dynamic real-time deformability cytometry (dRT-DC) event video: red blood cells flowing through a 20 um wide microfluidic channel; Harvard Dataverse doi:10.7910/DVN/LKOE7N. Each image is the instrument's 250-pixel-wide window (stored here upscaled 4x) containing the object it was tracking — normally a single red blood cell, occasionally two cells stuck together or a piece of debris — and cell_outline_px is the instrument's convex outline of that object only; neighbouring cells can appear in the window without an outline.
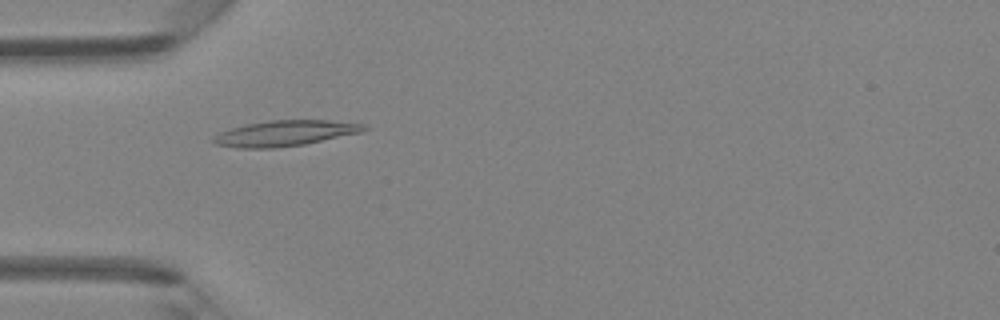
{"species": "Egyptian fruit bat (a non-hibernating species)", "species_latin": "Rousettus aegyptiacus", "temperature_condition": "room temperature", "stored_images_in_passage": 48, "camera_frame_rate_fps": 3000, "um_per_image_px": 0.085, "animal": {"sex": "female"}, "frame": {"image": 1, "passage_image": 15, "time_ms": 4.667, "image_size_px": [1000, 320], "cell_outline_px": [[368, 128], [360, 132], [304, 144], [276, 148], [236, 148], [216, 144], [212, 140], [212, 136], [220, 132], [244, 124], [268, 120], [328, 120], [364, 124]], "centroid_in_image_um": [24.16, 11.32], "position_along_channel_um": 60.8, "area_um2": 22.37}}
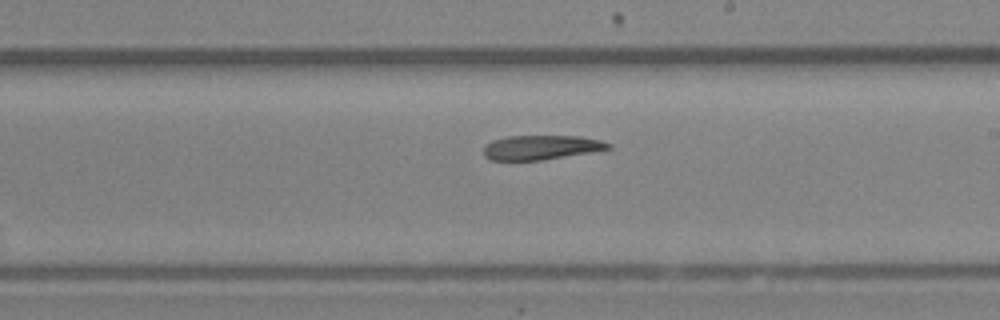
{"frame": {"image": 2, "passage_image": 28, "time_ms": 9.0, "image_size_px": [1000, 320], "cell_outline_px": [[612, 148], [592, 152], [540, 160], [492, 160], [484, 156], [484, 144], [492, 140], [508, 136], [580, 136], [600, 140], [612, 144]], "centroid_in_image_um": [45.99, 12.52], "position_along_channel_um": 243.0, "area_um2": 17.74}}
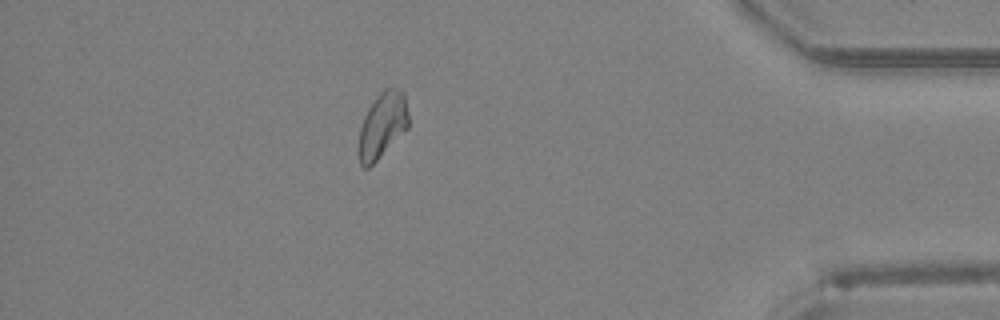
{"frame": {"image": 3, "passage_image": 42, "time_ms": 13.667, "image_size_px": [1000, 320], "cell_outline_px": [[408, 128], [368, 168], [364, 168], [360, 164], [356, 148], [360, 128], [364, 116], [368, 108], [376, 96], [384, 88], [396, 88], [404, 92], [408, 116]], "centroid_in_image_um": [32.46, 10.65], "position_along_channel_um": 402.7, "area_um2": 19.13}, "authors_computed_cell_mechanics": {"area_um2": 19.8254, "velocity_mm_per_s": 4.2784, "shape_relaxation_time_tau1_ms": 11.3174, "shape_relaxation_time_tau2_ms": null, "deformation_change_tau1": 0.2641, "deformation_change_tau2": null}}